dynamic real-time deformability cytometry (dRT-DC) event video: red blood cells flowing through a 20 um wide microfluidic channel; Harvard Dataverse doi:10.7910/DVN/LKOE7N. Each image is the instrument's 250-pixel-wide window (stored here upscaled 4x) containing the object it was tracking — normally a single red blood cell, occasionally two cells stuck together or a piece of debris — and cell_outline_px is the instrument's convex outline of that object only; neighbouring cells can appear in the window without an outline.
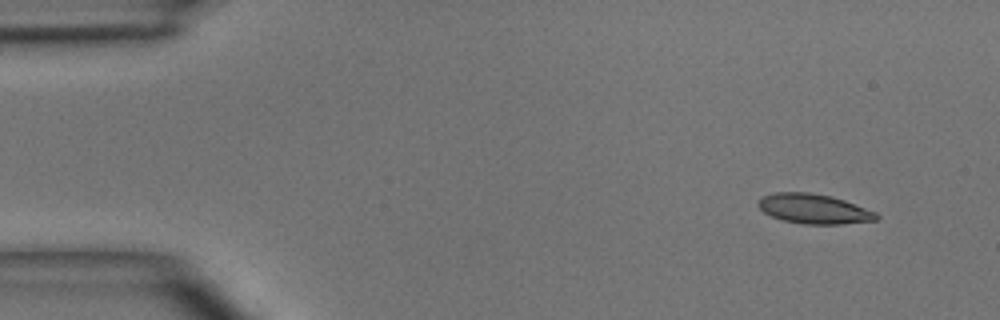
{"species": "common noctule bat (a hibernating species)", "species_latin": "Nyctalus noctula", "temperature_condition": "room temperature", "stored_images_in_passage": 4, "segment_of_instrument_passage": [1, 2], "camera_frame_rate_fps": 3000, "um_per_image_px": 0.085, "animal": {"sex": "male", "body_mass_g": 15.6}, "frame": {"image": 1, "passage_image": 1, "time_ms": 0.0, "image_size_px": [1000, 320], "cell_outline_px": [[880, 216], [876, 220], [840, 224], [804, 224], [784, 220], [772, 216], [764, 212], [756, 204], [764, 196], [776, 192], [808, 192], [832, 196], [844, 200], [876, 212]], "centroid_in_image_um": [69.19, 17.75], "position_along_channel_um": 15.8, "area_um2": 20.29}}
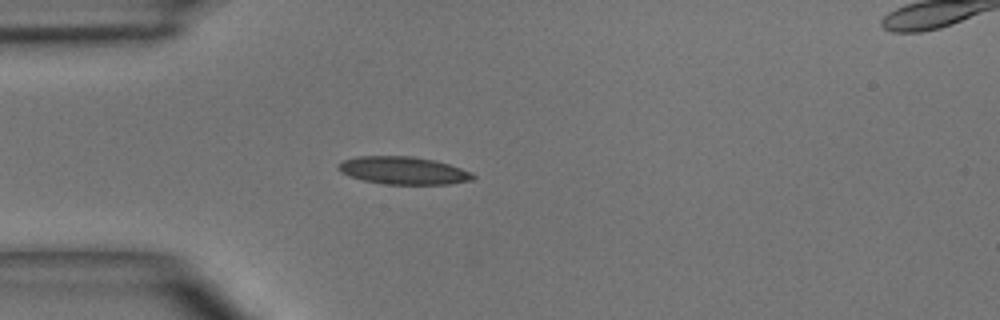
{"frame": {"image": 2, "passage_image": 3, "time_ms": 3.0, "image_size_px": [1000, 320], "cell_outline_px": [[476, 176], [472, 180], [448, 184], [380, 184], [364, 180], [340, 172], [336, 168], [336, 164], [344, 160], [356, 156], [412, 156], [432, 160], [448, 164], [472, 172]], "centroid_in_image_um": [34.25, 14.49], "position_along_channel_um": 50.7, "area_um2": 21.68}}